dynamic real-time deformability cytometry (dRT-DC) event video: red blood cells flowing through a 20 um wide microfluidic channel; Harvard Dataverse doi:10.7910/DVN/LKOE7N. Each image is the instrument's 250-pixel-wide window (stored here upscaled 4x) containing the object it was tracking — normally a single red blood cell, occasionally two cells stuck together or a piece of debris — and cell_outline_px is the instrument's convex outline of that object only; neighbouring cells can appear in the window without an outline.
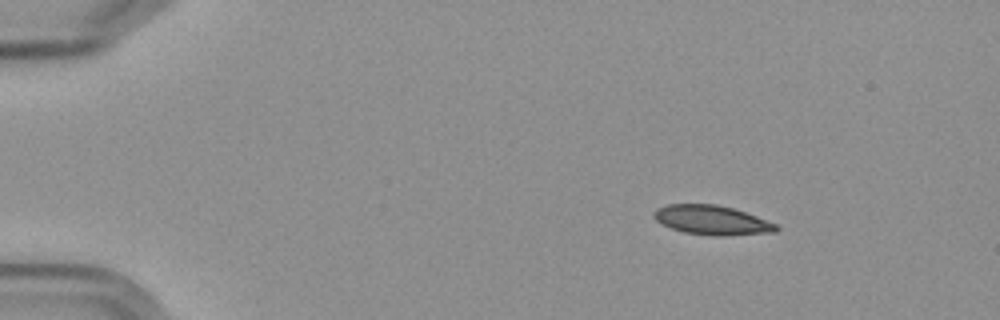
{"species": "Egyptian fruit bat (a non-hibernating species)", "species_latin": "Rousettus aegyptiacus", "temperature_condition": "cold", "stored_images_in_passage": 49, "camera_frame_rate_fps": 3000, "um_per_image_px": 0.085, "frame": {"image": 1, "passage_image": 1, "time_ms": 0.0, "image_size_px": [1000, 320], "cell_outline_px": [[780, 228], [776, 232], [724, 236], [712, 236], [684, 232], [672, 228], [656, 220], [652, 216], [652, 212], [656, 208], [668, 204], [716, 204], [732, 208], [756, 216], [776, 224]], "centroid_in_image_um": [60.5, 18.71], "position_along_channel_um": 24.5, "area_um2": 20.92}}
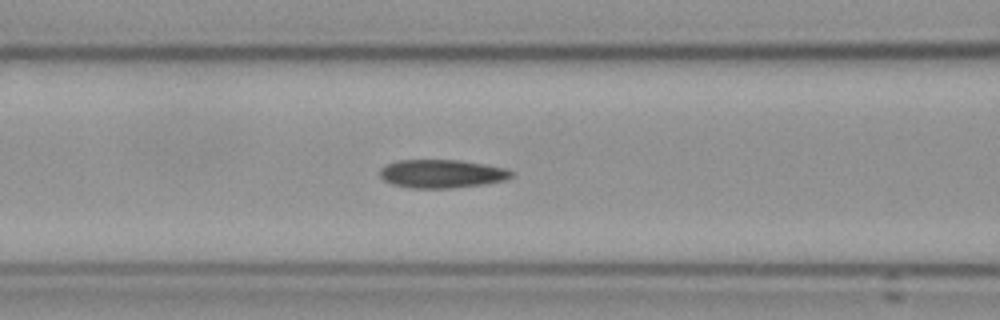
{"frame": {"image": 2, "passage_image": 17, "time_ms": 5.333, "image_size_px": [1000, 320], "cell_outline_px": [[516, 172], [508, 180], [484, 184], [452, 188], [412, 188], [392, 184], [384, 180], [380, 176], [380, 168], [388, 164], [400, 160], [460, 160], [504, 168]], "centroid_in_image_um": [37.58, 14.77], "position_along_channel_um": 129.0, "area_um2": 21.73}}
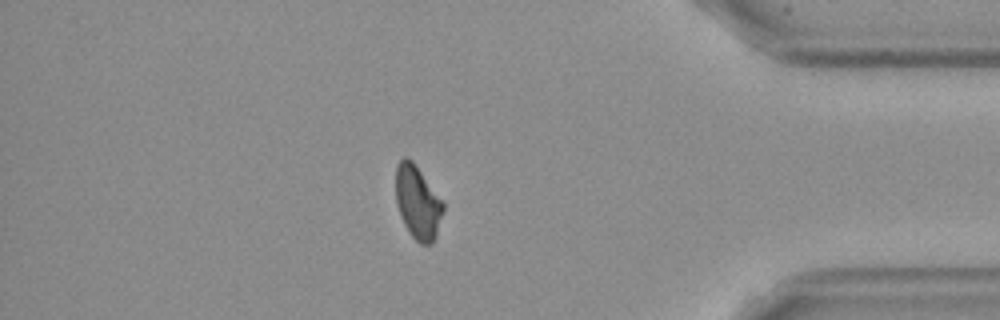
{"frame": {"image": 3, "passage_image": 42, "time_ms": 13.667, "image_size_px": [1000, 320], "cell_outline_px": [[444, 208], [436, 236], [432, 244], [420, 244], [412, 236], [404, 224], [400, 216], [396, 204], [396, 164], [404, 156], [408, 156], [412, 160], [444, 200]], "centroid_in_image_um": [35.51, 17.17], "position_along_channel_um": 399.7, "area_um2": 20.58}, "authors_computed_cell_mechanics": {"area_um2": 21.2126, "velocity_mm_per_s": 3.5967, "shape_relaxation_time_tau1_ms": null, "shape_relaxation_time_tau2_ms": 4.7834, "deformation_change_tau1": null, "deformation_change_tau2": 0.0984}}